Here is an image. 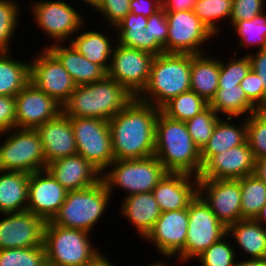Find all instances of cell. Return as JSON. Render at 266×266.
Returning <instances> with one entry per match:
<instances>
[{"label":"cell","mask_w":266,"mask_h":266,"mask_svg":"<svg viewBox=\"0 0 266 266\" xmlns=\"http://www.w3.org/2000/svg\"><path fill=\"white\" fill-rule=\"evenodd\" d=\"M92 233L81 229L65 228L47 221L43 246L47 266H88L99 255L89 239Z\"/></svg>","instance_id":"5b68a950"},{"label":"cell","mask_w":266,"mask_h":266,"mask_svg":"<svg viewBox=\"0 0 266 266\" xmlns=\"http://www.w3.org/2000/svg\"><path fill=\"white\" fill-rule=\"evenodd\" d=\"M0 266H47L44 246L0 250Z\"/></svg>","instance_id":"f35d334b"},{"label":"cell","mask_w":266,"mask_h":266,"mask_svg":"<svg viewBox=\"0 0 266 266\" xmlns=\"http://www.w3.org/2000/svg\"><path fill=\"white\" fill-rule=\"evenodd\" d=\"M132 14L149 17L162 8L161 0H130Z\"/></svg>","instance_id":"681fc988"},{"label":"cell","mask_w":266,"mask_h":266,"mask_svg":"<svg viewBox=\"0 0 266 266\" xmlns=\"http://www.w3.org/2000/svg\"><path fill=\"white\" fill-rule=\"evenodd\" d=\"M224 236L221 240L213 243L199 257L201 266H235L237 253L235 247ZM228 240V241H227ZM234 248V249H233Z\"/></svg>","instance_id":"60d3db41"},{"label":"cell","mask_w":266,"mask_h":266,"mask_svg":"<svg viewBox=\"0 0 266 266\" xmlns=\"http://www.w3.org/2000/svg\"><path fill=\"white\" fill-rule=\"evenodd\" d=\"M168 21L165 53L201 54L203 44L215 38L209 28L191 11L166 13Z\"/></svg>","instance_id":"4fadbf2b"},{"label":"cell","mask_w":266,"mask_h":266,"mask_svg":"<svg viewBox=\"0 0 266 266\" xmlns=\"http://www.w3.org/2000/svg\"><path fill=\"white\" fill-rule=\"evenodd\" d=\"M14 128H16L15 97L0 95V134Z\"/></svg>","instance_id":"c3c4849f"},{"label":"cell","mask_w":266,"mask_h":266,"mask_svg":"<svg viewBox=\"0 0 266 266\" xmlns=\"http://www.w3.org/2000/svg\"><path fill=\"white\" fill-rule=\"evenodd\" d=\"M208 106L209 103L205 99L189 90L172 98L161 108V112L173 120L186 122Z\"/></svg>","instance_id":"e575fe53"},{"label":"cell","mask_w":266,"mask_h":266,"mask_svg":"<svg viewBox=\"0 0 266 266\" xmlns=\"http://www.w3.org/2000/svg\"><path fill=\"white\" fill-rule=\"evenodd\" d=\"M30 174L0 170V214L26 210Z\"/></svg>","instance_id":"f546056e"},{"label":"cell","mask_w":266,"mask_h":266,"mask_svg":"<svg viewBox=\"0 0 266 266\" xmlns=\"http://www.w3.org/2000/svg\"><path fill=\"white\" fill-rule=\"evenodd\" d=\"M247 141L257 158L266 157V110H258L246 118Z\"/></svg>","instance_id":"7bdbcfd3"},{"label":"cell","mask_w":266,"mask_h":266,"mask_svg":"<svg viewBox=\"0 0 266 266\" xmlns=\"http://www.w3.org/2000/svg\"><path fill=\"white\" fill-rule=\"evenodd\" d=\"M209 106L222 117L240 118L244 115L246 118L258 111V109L247 99L245 91L238 86H218L215 97L209 103ZM248 114V115H247Z\"/></svg>","instance_id":"1f68e13d"},{"label":"cell","mask_w":266,"mask_h":266,"mask_svg":"<svg viewBox=\"0 0 266 266\" xmlns=\"http://www.w3.org/2000/svg\"><path fill=\"white\" fill-rule=\"evenodd\" d=\"M189 225L188 210L161 212L154 227L143 240L152 242L157 252L169 258L185 263V241Z\"/></svg>","instance_id":"2e32d148"},{"label":"cell","mask_w":266,"mask_h":266,"mask_svg":"<svg viewBox=\"0 0 266 266\" xmlns=\"http://www.w3.org/2000/svg\"><path fill=\"white\" fill-rule=\"evenodd\" d=\"M105 171L101 174V180L111 196L112 194L114 196L115 187L122 188L126 196L152 192L167 173L155 155L138 159L114 160Z\"/></svg>","instance_id":"52a82bcc"},{"label":"cell","mask_w":266,"mask_h":266,"mask_svg":"<svg viewBox=\"0 0 266 266\" xmlns=\"http://www.w3.org/2000/svg\"><path fill=\"white\" fill-rule=\"evenodd\" d=\"M62 43L46 46L68 71L76 85L91 84L103 79L107 72L80 54L69 42L68 47Z\"/></svg>","instance_id":"cb8c5ba5"},{"label":"cell","mask_w":266,"mask_h":266,"mask_svg":"<svg viewBox=\"0 0 266 266\" xmlns=\"http://www.w3.org/2000/svg\"><path fill=\"white\" fill-rule=\"evenodd\" d=\"M152 193L161 212L186 209L198 194V177L167 172Z\"/></svg>","instance_id":"44dd1931"},{"label":"cell","mask_w":266,"mask_h":266,"mask_svg":"<svg viewBox=\"0 0 266 266\" xmlns=\"http://www.w3.org/2000/svg\"><path fill=\"white\" fill-rule=\"evenodd\" d=\"M67 190L45 169L31 173L26 210L51 221L65 201Z\"/></svg>","instance_id":"ac0fdd59"},{"label":"cell","mask_w":266,"mask_h":266,"mask_svg":"<svg viewBox=\"0 0 266 266\" xmlns=\"http://www.w3.org/2000/svg\"><path fill=\"white\" fill-rule=\"evenodd\" d=\"M255 220L259 222L263 227H266V204L261 208Z\"/></svg>","instance_id":"9f6ffc18"},{"label":"cell","mask_w":266,"mask_h":266,"mask_svg":"<svg viewBox=\"0 0 266 266\" xmlns=\"http://www.w3.org/2000/svg\"><path fill=\"white\" fill-rule=\"evenodd\" d=\"M16 0H0V52H10L11 39L19 25L20 6ZM20 13V14H19Z\"/></svg>","instance_id":"ab89813d"},{"label":"cell","mask_w":266,"mask_h":266,"mask_svg":"<svg viewBox=\"0 0 266 266\" xmlns=\"http://www.w3.org/2000/svg\"><path fill=\"white\" fill-rule=\"evenodd\" d=\"M145 266H169V265H167V263L164 262V260H163V262H162V261H161V262H156V261H155V263H151L150 265L147 264V265H145Z\"/></svg>","instance_id":"680465c9"},{"label":"cell","mask_w":266,"mask_h":266,"mask_svg":"<svg viewBox=\"0 0 266 266\" xmlns=\"http://www.w3.org/2000/svg\"><path fill=\"white\" fill-rule=\"evenodd\" d=\"M266 0H233L230 24L237 21L250 20L265 12Z\"/></svg>","instance_id":"ee69618b"},{"label":"cell","mask_w":266,"mask_h":266,"mask_svg":"<svg viewBox=\"0 0 266 266\" xmlns=\"http://www.w3.org/2000/svg\"><path fill=\"white\" fill-rule=\"evenodd\" d=\"M145 31L149 35V41H158L163 47L166 45L168 21L162 8L148 17Z\"/></svg>","instance_id":"7dc6e473"},{"label":"cell","mask_w":266,"mask_h":266,"mask_svg":"<svg viewBox=\"0 0 266 266\" xmlns=\"http://www.w3.org/2000/svg\"><path fill=\"white\" fill-rule=\"evenodd\" d=\"M155 55L116 42L107 75L138 97L145 89Z\"/></svg>","instance_id":"7c38bea8"},{"label":"cell","mask_w":266,"mask_h":266,"mask_svg":"<svg viewBox=\"0 0 266 266\" xmlns=\"http://www.w3.org/2000/svg\"><path fill=\"white\" fill-rule=\"evenodd\" d=\"M228 237L247 254L246 259H266V227L255 219H241L227 227Z\"/></svg>","instance_id":"4316f807"},{"label":"cell","mask_w":266,"mask_h":266,"mask_svg":"<svg viewBox=\"0 0 266 266\" xmlns=\"http://www.w3.org/2000/svg\"><path fill=\"white\" fill-rule=\"evenodd\" d=\"M227 120L220 118L214 127L211 138L200 151L202 165L211 157L223 151L229 150L247 141V123L246 117L241 126L231 123L233 118L227 117Z\"/></svg>","instance_id":"f1b7e54d"},{"label":"cell","mask_w":266,"mask_h":266,"mask_svg":"<svg viewBox=\"0 0 266 266\" xmlns=\"http://www.w3.org/2000/svg\"><path fill=\"white\" fill-rule=\"evenodd\" d=\"M16 128L36 129L62 112V106L29 82L16 96Z\"/></svg>","instance_id":"d6986e66"},{"label":"cell","mask_w":266,"mask_h":266,"mask_svg":"<svg viewBox=\"0 0 266 266\" xmlns=\"http://www.w3.org/2000/svg\"><path fill=\"white\" fill-rule=\"evenodd\" d=\"M235 266H266V259H245L236 262Z\"/></svg>","instance_id":"db71d44e"},{"label":"cell","mask_w":266,"mask_h":266,"mask_svg":"<svg viewBox=\"0 0 266 266\" xmlns=\"http://www.w3.org/2000/svg\"><path fill=\"white\" fill-rule=\"evenodd\" d=\"M191 54L161 53L154 56L148 83L137 97L161 109L179 94L191 90Z\"/></svg>","instance_id":"277c9868"},{"label":"cell","mask_w":266,"mask_h":266,"mask_svg":"<svg viewBox=\"0 0 266 266\" xmlns=\"http://www.w3.org/2000/svg\"><path fill=\"white\" fill-rule=\"evenodd\" d=\"M198 0H161L165 13L191 11Z\"/></svg>","instance_id":"816d5d0a"},{"label":"cell","mask_w":266,"mask_h":266,"mask_svg":"<svg viewBox=\"0 0 266 266\" xmlns=\"http://www.w3.org/2000/svg\"><path fill=\"white\" fill-rule=\"evenodd\" d=\"M256 157L248 141L211 156L203 165L198 179H240L253 174Z\"/></svg>","instance_id":"ffe728a7"},{"label":"cell","mask_w":266,"mask_h":266,"mask_svg":"<svg viewBox=\"0 0 266 266\" xmlns=\"http://www.w3.org/2000/svg\"><path fill=\"white\" fill-rule=\"evenodd\" d=\"M38 55L32 57L30 62V82L63 106L69 100L76 84L48 48H43Z\"/></svg>","instance_id":"5bb4252c"},{"label":"cell","mask_w":266,"mask_h":266,"mask_svg":"<svg viewBox=\"0 0 266 266\" xmlns=\"http://www.w3.org/2000/svg\"><path fill=\"white\" fill-rule=\"evenodd\" d=\"M129 4L130 0H103L97 12L101 13L100 18L106 20L107 25L113 29L131 12Z\"/></svg>","instance_id":"bcb514c9"},{"label":"cell","mask_w":266,"mask_h":266,"mask_svg":"<svg viewBox=\"0 0 266 266\" xmlns=\"http://www.w3.org/2000/svg\"><path fill=\"white\" fill-rule=\"evenodd\" d=\"M77 154L101 173L115 160L108 121L97 118L69 117Z\"/></svg>","instance_id":"9c48e42d"},{"label":"cell","mask_w":266,"mask_h":266,"mask_svg":"<svg viewBox=\"0 0 266 266\" xmlns=\"http://www.w3.org/2000/svg\"><path fill=\"white\" fill-rule=\"evenodd\" d=\"M31 5L35 24L46 33L52 44L64 43L73 38L79 29H83L86 19L64 0L33 1ZM76 32V33H75Z\"/></svg>","instance_id":"8fae6325"},{"label":"cell","mask_w":266,"mask_h":266,"mask_svg":"<svg viewBox=\"0 0 266 266\" xmlns=\"http://www.w3.org/2000/svg\"><path fill=\"white\" fill-rule=\"evenodd\" d=\"M4 135L7 138L0 143L1 171L31 174L46 169L43 146L36 129L14 128L0 134Z\"/></svg>","instance_id":"ba28073f"},{"label":"cell","mask_w":266,"mask_h":266,"mask_svg":"<svg viewBox=\"0 0 266 266\" xmlns=\"http://www.w3.org/2000/svg\"><path fill=\"white\" fill-rule=\"evenodd\" d=\"M240 87L258 110H266V93L257 73L251 69L241 81Z\"/></svg>","instance_id":"f6af8a7d"},{"label":"cell","mask_w":266,"mask_h":266,"mask_svg":"<svg viewBox=\"0 0 266 266\" xmlns=\"http://www.w3.org/2000/svg\"><path fill=\"white\" fill-rule=\"evenodd\" d=\"M78 34L70 41L73 47L90 62L100 65L107 72L115 48L114 44L112 45V40L108 38V35L96 30L85 29L83 33L78 32Z\"/></svg>","instance_id":"4dcf8cb0"},{"label":"cell","mask_w":266,"mask_h":266,"mask_svg":"<svg viewBox=\"0 0 266 266\" xmlns=\"http://www.w3.org/2000/svg\"><path fill=\"white\" fill-rule=\"evenodd\" d=\"M232 4L233 0H198L193 12L214 35H218L221 27L217 22L225 17L230 19Z\"/></svg>","instance_id":"8d00e7d4"},{"label":"cell","mask_w":266,"mask_h":266,"mask_svg":"<svg viewBox=\"0 0 266 266\" xmlns=\"http://www.w3.org/2000/svg\"><path fill=\"white\" fill-rule=\"evenodd\" d=\"M255 53L247 55L251 61V69L260 77L266 93V49L257 50Z\"/></svg>","instance_id":"f907efd6"},{"label":"cell","mask_w":266,"mask_h":266,"mask_svg":"<svg viewBox=\"0 0 266 266\" xmlns=\"http://www.w3.org/2000/svg\"><path fill=\"white\" fill-rule=\"evenodd\" d=\"M148 18L138 14L128 13L113 30H117L118 44L124 47L136 48L158 55L164 52V47L158 41H149L145 28Z\"/></svg>","instance_id":"484cf974"},{"label":"cell","mask_w":266,"mask_h":266,"mask_svg":"<svg viewBox=\"0 0 266 266\" xmlns=\"http://www.w3.org/2000/svg\"><path fill=\"white\" fill-rule=\"evenodd\" d=\"M221 118L210 106L185 122L195 146L201 151L212 136L215 125Z\"/></svg>","instance_id":"74e56055"},{"label":"cell","mask_w":266,"mask_h":266,"mask_svg":"<svg viewBox=\"0 0 266 266\" xmlns=\"http://www.w3.org/2000/svg\"><path fill=\"white\" fill-rule=\"evenodd\" d=\"M232 28L238 35L239 48L255 45L257 50L266 49V11L253 19L237 21Z\"/></svg>","instance_id":"d590c367"},{"label":"cell","mask_w":266,"mask_h":266,"mask_svg":"<svg viewBox=\"0 0 266 266\" xmlns=\"http://www.w3.org/2000/svg\"><path fill=\"white\" fill-rule=\"evenodd\" d=\"M46 170L67 191L80 190L101 181V172L76 154L47 164Z\"/></svg>","instance_id":"603a6c76"},{"label":"cell","mask_w":266,"mask_h":266,"mask_svg":"<svg viewBox=\"0 0 266 266\" xmlns=\"http://www.w3.org/2000/svg\"><path fill=\"white\" fill-rule=\"evenodd\" d=\"M111 197L113 196L102 180L84 189L68 191L64 203L51 222L91 233L107 210Z\"/></svg>","instance_id":"8992f818"},{"label":"cell","mask_w":266,"mask_h":266,"mask_svg":"<svg viewBox=\"0 0 266 266\" xmlns=\"http://www.w3.org/2000/svg\"><path fill=\"white\" fill-rule=\"evenodd\" d=\"M234 56L228 62L220 60V75L218 86H238L251 70V61L249 56L246 55L235 57L238 50L233 51ZM223 61V62H222Z\"/></svg>","instance_id":"b9f144b4"},{"label":"cell","mask_w":266,"mask_h":266,"mask_svg":"<svg viewBox=\"0 0 266 266\" xmlns=\"http://www.w3.org/2000/svg\"><path fill=\"white\" fill-rule=\"evenodd\" d=\"M253 174L266 184V157L256 159Z\"/></svg>","instance_id":"f5cc1de1"},{"label":"cell","mask_w":266,"mask_h":266,"mask_svg":"<svg viewBox=\"0 0 266 266\" xmlns=\"http://www.w3.org/2000/svg\"><path fill=\"white\" fill-rule=\"evenodd\" d=\"M135 98L123 85L106 75L103 79L76 85L62 106L68 117H87L109 121Z\"/></svg>","instance_id":"3957f363"},{"label":"cell","mask_w":266,"mask_h":266,"mask_svg":"<svg viewBox=\"0 0 266 266\" xmlns=\"http://www.w3.org/2000/svg\"><path fill=\"white\" fill-rule=\"evenodd\" d=\"M88 266H115V265L109 261V258H106L103 254H101Z\"/></svg>","instance_id":"11a10c76"},{"label":"cell","mask_w":266,"mask_h":266,"mask_svg":"<svg viewBox=\"0 0 266 266\" xmlns=\"http://www.w3.org/2000/svg\"><path fill=\"white\" fill-rule=\"evenodd\" d=\"M83 3L87 4V5H90L91 7H93V10H97L101 3L103 2V0H82Z\"/></svg>","instance_id":"6f0895ef"},{"label":"cell","mask_w":266,"mask_h":266,"mask_svg":"<svg viewBox=\"0 0 266 266\" xmlns=\"http://www.w3.org/2000/svg\"><path fill=\"white\" fill-rule=\"evenodd\" d=\"M120 214L125 216L145 238L161 215V210L152 192H144L124 197Z\"/></svg>","instance_id":"d4e9b609"},{"label":"cell","mask_w":266,"mask_h":266,"mask_svg":"<svg viewBox=\"0 0 266 266\" xmlns=\"http://www.w3.org/2000/svg\"><path fill=\"white\" fill-rule=\"evenodd\" d=\"M1 215L0 250L43 246L44 219L28 210Z\"/></svg>","instance_id":"e0dca14e"},{"label":"cell","mask_w":266,"mask_h":266,"mask_svg":"<svg viewBox=\"0 0 266 266\" xmlns=\"http://www.w3.org/2000/svg\"><path fill=\"white\" fill-rule=\"evenodd\" d=\"M198 195L226 227L241 220L239 179H198Z\"/></svg>","instance_id":"9a60e30c"},{"label":"cell","mask_w":266,"mask_h":266,"mask_svg":"<svg viewBox=\"0 0 266 266\" xmlns=\"http://www.w3.org/2000/svg\"><path fill=\"white\" fill-rule=\"evenodd\" d=\"M10 53L0 52V95L15 97L30 82V62L16 60Z\"/></svg>","instance_id":"d6a6232c"},{"label":"cell","mask_w":266,"mask_h":266,"mask_svg":"<svg viewBox=\"0 0 266 266\" xmlns=\"http://www.w3.org/2000/svg\"><path fill=\"white\" fill-rule=\"evenodd\" d=\"M187 210L189 225L185 241V263L197 259L213 243L227 235V227L198 194Z\"/></svg>","instance_id":"30bf717a"},{"label":"cell","mask_w":266,"mask_h":266,"mask_svg":"<svg viewBox=\"0 0 266 266\" xmlns=\"http://www.w3.org/2000/svg\"><path fill=\"white\" fill-rule=\"evenodd\" d=\"M36 130L47 164L77 154L71 119L63 111L54 119L38 126Z\"/></svg>","instance_id":"7402d4cb"},{"label":"cell","mask_w":266,"mask_h":266,"mask_svg":"<svg viewBox=\"0 0 266 266\" xmlns=\"http://www.w3.org/2000/svg\"><path fill=\"white\" fill-rule=\"evenodd\" d=\"M154 155L167 172L198 177L202 169L200 150L188 133L185 122L173 120L161 111L155 124Z\"/></svg>","instance_id":"7a4b0ae2"},{"label":"cell","mask_w":266,"mask_h":266,"mask_svg":"<svg viewBox=\"0 0 266 266\" xmlns=\"http://www.w3.org/2000/svg\"><path fill=\"white\" fill-rule=\"evenodd\" d=\"M161 109L135 97L108 121L115 160L146 158L155 152V124Z\"/></svg>","instance_id":"6da1fadb"},{"label":"cell","mask_w":266,"mask_h":266,"mask_svg":"<svg viewBox=\"0 0 266 266\" xmlns=\"http://www.w3.org/2000/svg\"><path fill=\"white\" fill-rule=\"evenodd\" d=\"M206 54H191L190 84L192 91L210 103L218 89L220 60Z\"/></svg>","instance_id":"83f0119b"},{"label":"cell","mask_w":266,"mask_h":266,"mask_svg":"<svg viewBox=\"0 0 266 266\" xmlns=\"http://www.w3.org/2000/svg\"><path fill=\"white\" fill-rule=\"evenodd\" d=\"M241 187V219H255L266 204V184L254 174L239 179Z\"/></svg>","instance_id":"836d02e7"}]
</instances>
